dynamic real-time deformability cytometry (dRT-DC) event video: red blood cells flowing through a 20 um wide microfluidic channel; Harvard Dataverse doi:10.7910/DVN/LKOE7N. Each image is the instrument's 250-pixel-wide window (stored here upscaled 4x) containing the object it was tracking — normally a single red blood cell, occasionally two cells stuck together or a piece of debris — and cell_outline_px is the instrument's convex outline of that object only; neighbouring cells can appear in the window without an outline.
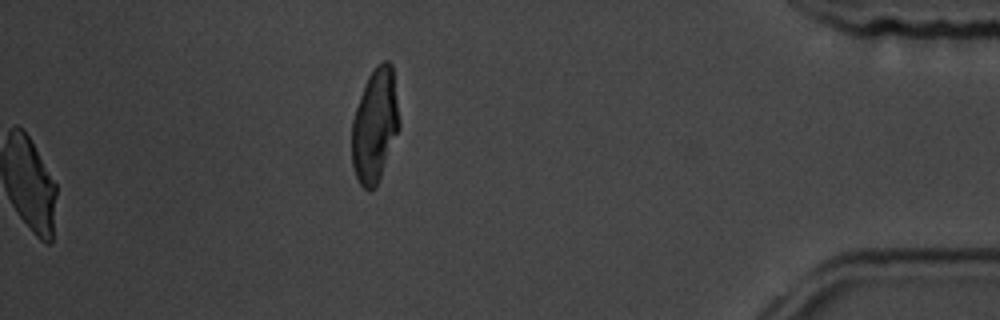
{"species": "common noctule bat (a hibernating species)", "species_latin": "Nyctalus noctula", "temperature_condition": "room temperature", "stored_images_in_passage": 56, "camera_frame_rate_fps": 3000, "um_per_image_px": 0.085, "animal": {"sex": "male", "body_mass_g": 19.5, "forearm_length_mm": 54.6}, "frame": {"image": 1, "passage_image": 56, "time_ms": 18.333, "image_size_px": [1000, 320], "cell_outline_px": [[400, 128], [380, 176], [376, 184], [368, 192], [360, 184], [356, 176], [352, 164], [352, 120], [360, 96], [368, 76], [376, 64], [384, 60], [388, 60], [392, 64], [400, 120]], "centroid_in_image_um": [31.87, 10.62], "position_along_channel_um": 403.3, "area_um2": 31.33}}